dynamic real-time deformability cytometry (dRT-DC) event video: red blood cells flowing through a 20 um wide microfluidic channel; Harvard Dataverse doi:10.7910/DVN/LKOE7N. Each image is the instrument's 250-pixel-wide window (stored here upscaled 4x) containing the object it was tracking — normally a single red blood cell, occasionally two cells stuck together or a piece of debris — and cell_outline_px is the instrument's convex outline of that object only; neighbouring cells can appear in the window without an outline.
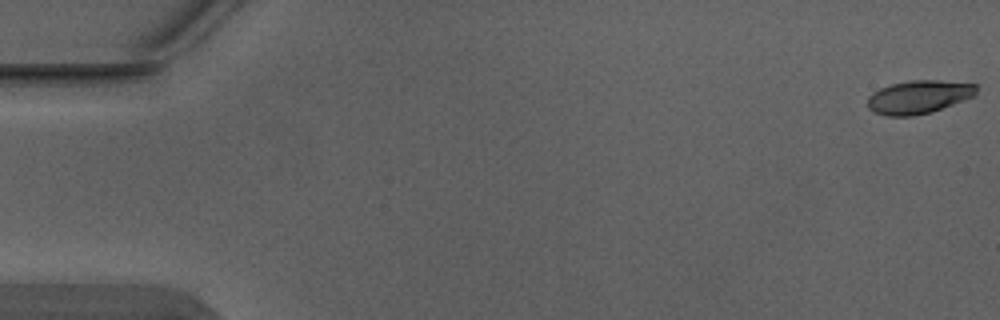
{"species": "Egyptian fruit bat (a non-hibernating species)", "species_latin": "Rousettus aegyptiacus", "temperature_condition": "warm", "stored_images_in_passage": 3, "camera_frame_rate_fps": 3000, "um_per_image_px": 0.085, "animal": {"sex": "male"}, "frame": {"image": 1, "passage_image": 1, "time_ms": 0.0, "image_size_px": [1000, 320], "cell_outline_px": [[976, 96], [932, 112], [912, 116], [888, 116], [876, 112], [868, 108], [868, 96], [872, 92], [880, 88], [892, 84], [908, 80], [940, 80], [976, 84]], "centroid_in_image_um": [78.1, 8.24], "position_along_channel_um": 6.9, "area_um2": 21.21}}